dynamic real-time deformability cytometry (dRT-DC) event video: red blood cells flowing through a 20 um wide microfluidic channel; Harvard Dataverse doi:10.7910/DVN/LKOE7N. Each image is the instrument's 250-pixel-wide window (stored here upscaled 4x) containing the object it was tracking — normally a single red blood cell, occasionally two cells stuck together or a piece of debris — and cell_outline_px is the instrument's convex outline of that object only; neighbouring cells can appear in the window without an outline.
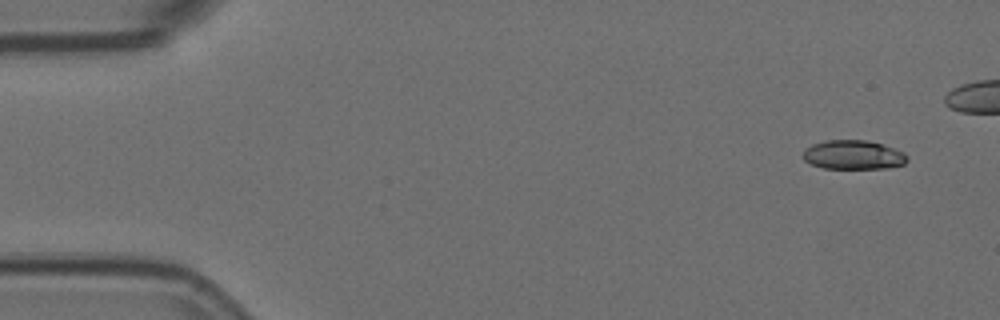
{"species": "Egyptian fruit bat (a non-hibernating species)", "species_latin": "Rousettus aegyptiacus", "temperature_condition": "room temperature", "stored_images_in_passage": 16, "camera_frame_rate_fps": 3000, "um_per_image_px": 0.085, "animal": {"sex": "female"}, "frame": {"image": 1, "passage_image": 1, "time_ms": 0.0, "image_size_px": [1000, 320], "cell_outline_px": [[908, 160], [904, 164], [888, 168], [824, 168], [812, 164], [804, 160], [804, 152], [812, 144], [828, 140], [864, 140], [880, 144], [904, 152], [908, 156]], "centroid_in_image_um": [72.56, 13.17], "position_along_channel_um": 12.4, "area_um2": 17.4}}
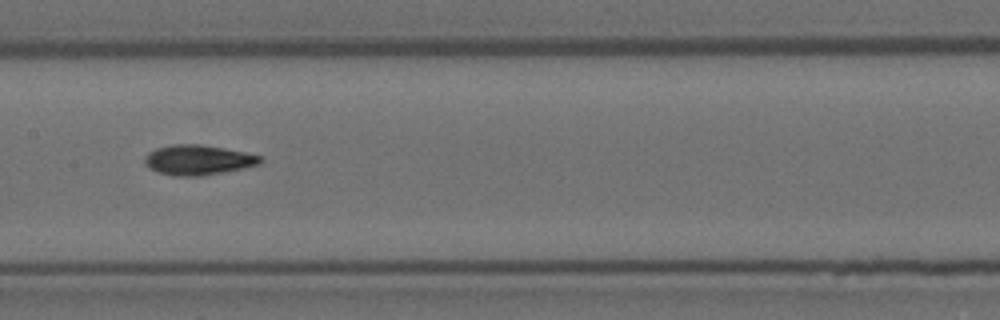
{"frame": {"image": 2, "passage_image": 8, "time_ms": 2.333, "image_size_px": [1000, 320], "cell_outline_px": [[260, 164], [224, 172], [200, 176], [172, 176], [156, 172], [148, 168], [144, 164], [144, 156], [148, 152], [156, 148], [172, 144], [200, 144], [244, 152], [260, 156]], "centroid_in_image_um": [16.74, 13.6], "position_along_channel_um": 190.7, "area_um2": 20.23}}
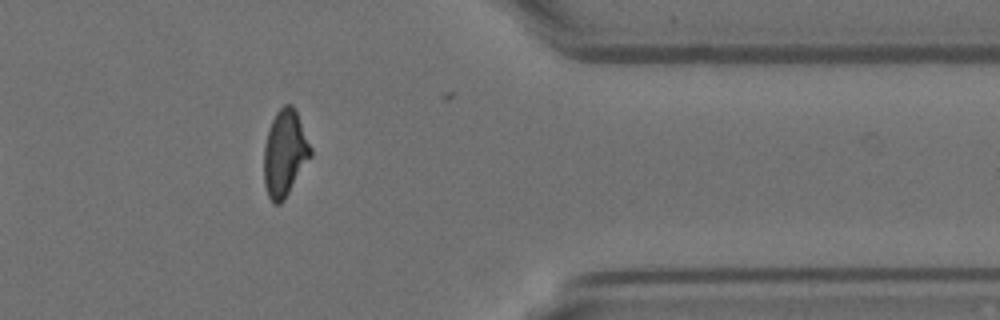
{"frame": {"image": 3, "passage_image": 14, "time_ms": 4.333, "image_size_px": [1000, 320], "cell_outline_px": [[312, 156], [284, 200], [280, 204], [276, 204], [268, 196], [264, 184], [264, 148], [268, 132], [272, 120], [276, 112], [284, 104], [292, 104], [296, 112], [312, 148]], "centroid_in_image_um": [24.22, 13.04], "position_along_channel_um": 387.2, "area_um2": 23.35}}